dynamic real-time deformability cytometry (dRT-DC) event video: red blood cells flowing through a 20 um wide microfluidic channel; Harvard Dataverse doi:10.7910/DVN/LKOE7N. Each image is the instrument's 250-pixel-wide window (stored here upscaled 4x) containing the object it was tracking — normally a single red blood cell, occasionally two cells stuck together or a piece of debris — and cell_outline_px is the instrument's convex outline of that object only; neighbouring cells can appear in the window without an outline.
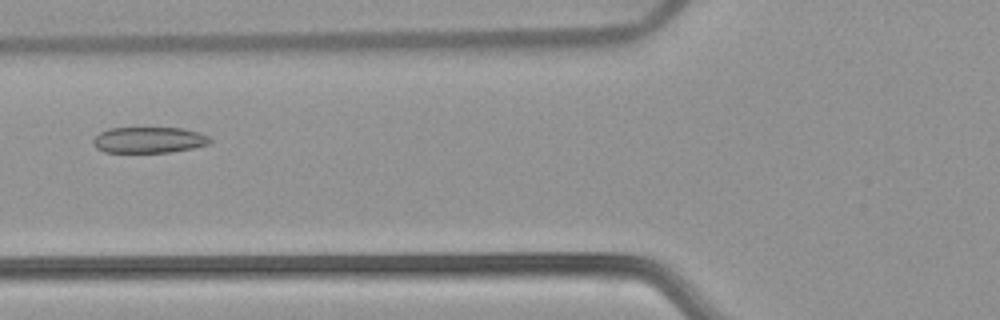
{"species": "common noctule bat (a hibernating species)", "species_latin": "Nyctalus noctula", "temperature_condition": "warm", "stored_images_in_passage": 53, "camera_frame_rate_fps": 3000, "um_per_image_px": 0.085, "animal": {"sex": "female", "body_mass_g": 22.7, "forearm_length_mm": 54.2}, "frame": {"image": 1, "passage_image": 21, "time_ms": 6.667, "image_size_px": [1000, 320], "cell_outline_px": [[212, 140], [208, 144], [192, 148], [172, 152], [104, 152], [96, 148], [92, 144], [92, 140], [100, 132], [108, 128], [184, 128], [200, 132], [208, 136]], "centroid_in_image_um": [12.65, 11.89], "position_along_channel_um": 113.2, "area_um2": 17.8}}
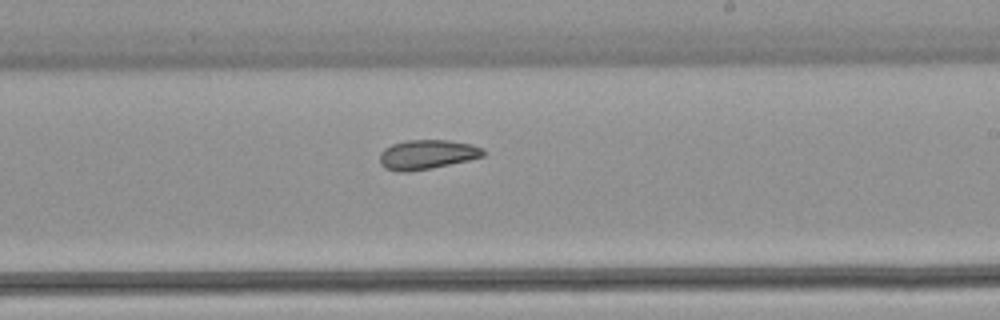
{"frame": {"image": 2, "passage_image": 32, "time_ms": 10.333, "image_size_px": [1000, 320], "cell_outline_px": [[484, 156], [468, 160], [432, 168], [408, 172], [396, 172], [384, 168], [380, 164], [380, 152], [384, 148], [392, 144], [404, 140], [448, 140], [472, 144], [484, 148]], "centroid_in_image_um": [36.27, 13.13], "position_along_channel_um": 252.7, "area_um2": 17.98}}
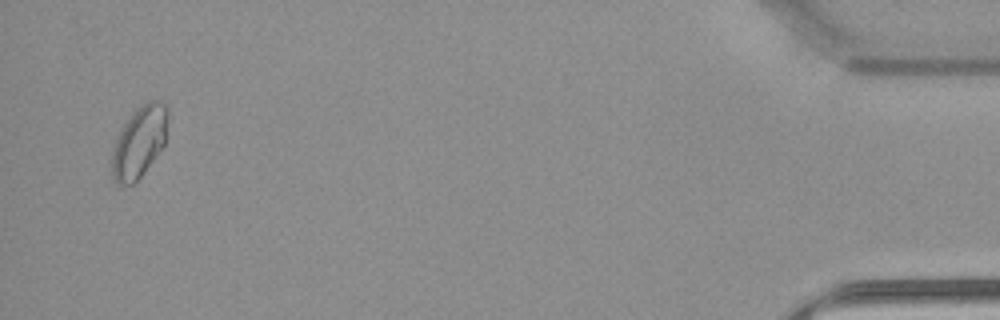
{"frame": {"image": 3, "passage_image": 52, "time_ms": 17.0, "image_size_px": [1000, 320], "cell_outline_px": [[168, 116], [164, 144], [140, 176], [132, 184], [116, 184], [112, 176], [112, 152], [120, 128], [132, 112], [140, 104], [148, 100], [160, 100], [168, 108]], "centroid_in_image_um": [11.83, 12.0], "position_along_channel_um": 423.4, "area_um2": 23.06}, "authors_computed_cell_mechanics": {"area_um2": 20.4034, "velocity_mm_per_s": 3.8138, "shape_relaxation_time_tau1_ms": null, "shape_relaxation_time_tau2_ms": 3.962, "deformation_change_tau1": null, "deformation_change_tau2": 0.0669}}